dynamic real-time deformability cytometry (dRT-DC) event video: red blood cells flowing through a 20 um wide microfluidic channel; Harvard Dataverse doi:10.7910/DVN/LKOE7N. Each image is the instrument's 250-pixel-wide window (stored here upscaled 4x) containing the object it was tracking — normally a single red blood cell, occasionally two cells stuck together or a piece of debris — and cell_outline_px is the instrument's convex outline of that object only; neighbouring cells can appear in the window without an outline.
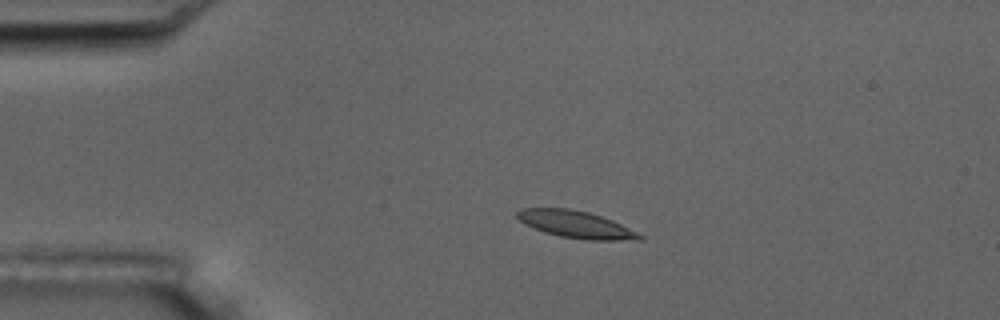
{"species": "common noctule bat (a hibernating species)", "species_latin": "Nyctalus noctula", "temperature_condition": "room temperature", "stored_images_in_passage": 14, "camera_frame_rate_fps": 3000, "um_per_image_px": 0.085, "animal": {"sex": "male", "body_mass_g": 17.5, "forearm_length_mm": 52.3}, "frame": {"image": 1, "passage_image": 3, "time_ms": 2.333, "image_size_px": [1000, 320], "cell_outline_px": [[644, 240], [584, 240], [560, 236], [544, 232], [524, 224], [516, 216], [516, 212], [520, 208], [568, 208], [588, 212], [612, 220], [644, 236]], "centroid_in_image_um": [48.93, 19.08], "position_along_channel_um": 36.1, "area_um2": 19.31}}
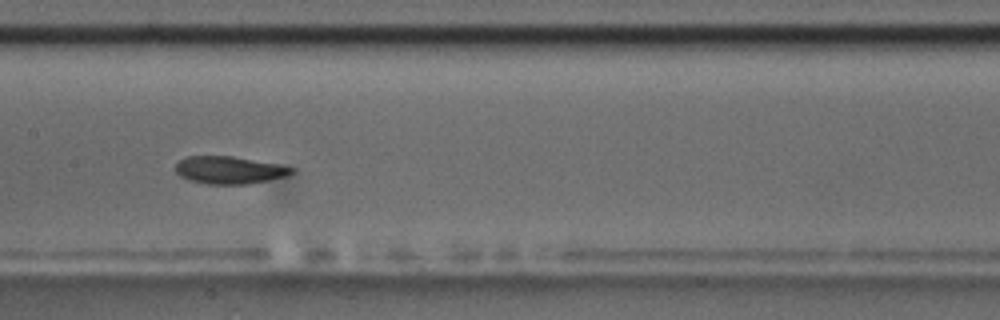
{"frame": {"image": 2, "passage_image": 7, "time_ms": 7.667, "image_size_px": [1000, 320], "cell_outline_px": [[292, 172], [288, 176], [248, 184], [208, 184], [188, 180], [180, 176], [176, 172], [176, 164], [180, 160], [188, 156], [232, 156], [280, 164], [292, 168]], "centroid_in_image_um": [19.48, 14.46], "position_along_channel_um": 187.9, "area_um2": 18.55}}
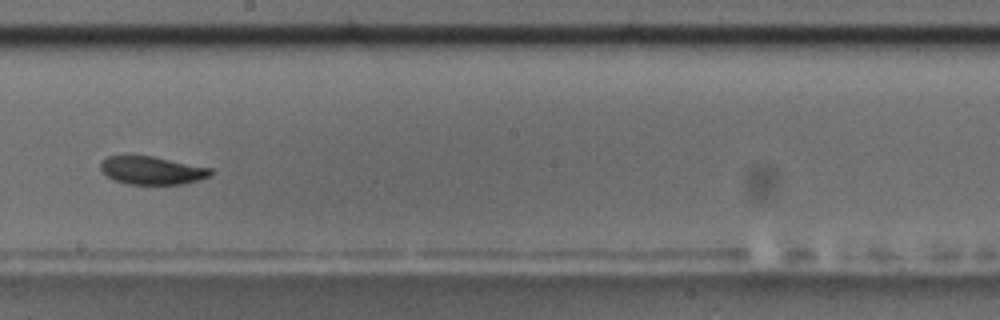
{"frame": {"image": 3, "passage_image": 8, "time_ms": 9.0, "image_size_px": [1000, 320], "cell_outline_px": [[212, 176], [200, 180], [184, 184], [128, 184], [116, 180], [108, 176], [100, 168], [100, 160], [108, 156], [152, 156], [212, 168]], "centroid_in_image_um": [12.95, 14.49], "position_along_channel_um": 235.2, "area_um2": 17.98}, "authors_computed_cell_mechanics": {"area_um2": 18.8139, "velocity_mm_per_s": 3.573, "shape_relaxation_time_tau1_ms": 2.4299, "shape_relaxation_time_tau2_ms": null, "deformation_change_tau1": 0.0951, "deformation_change_tau2": null}}